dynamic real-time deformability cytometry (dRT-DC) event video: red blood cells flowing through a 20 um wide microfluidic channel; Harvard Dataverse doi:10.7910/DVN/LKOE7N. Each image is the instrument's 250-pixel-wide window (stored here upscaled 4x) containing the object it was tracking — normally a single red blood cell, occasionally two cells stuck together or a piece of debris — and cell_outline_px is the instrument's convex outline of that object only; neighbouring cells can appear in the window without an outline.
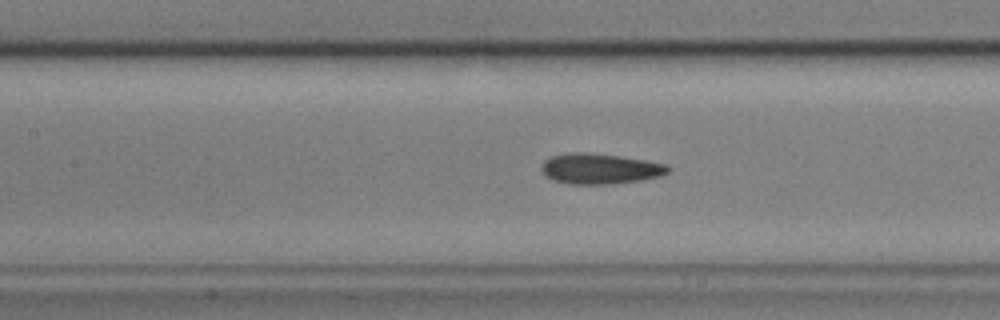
{"species": "common noctule bat (a hibernating species)", "species_latin": "Nyctalus noctula", "temperature_condition": "cold", "stored_images_in_passage": 48, "camera_frame_rate_fps": 3000, "um_per_image_px": 0.085, "animal": {"sex": "male", "body_mass_g": 17.9, "forearm_length_mm": 54.2}, "frame": {"image": 1, "passage_image": 23, "time_ms": 7.333, "image_size_px": [1000, 320], "cell_outline_px": [[672, 168], [668, 172], [660, 176], [640, 180], [612, 184], [568, 184], [552, 180], [544, 176], [540, 168], [544, 160], [552, 156], [568, 152], [584, 152], [620, 156], [648, 160], [668, 164]], "centroid_in_image_um": [50.99, 14.34], "position_along_channel_um": 156.4, "area_um2": 22.83}}
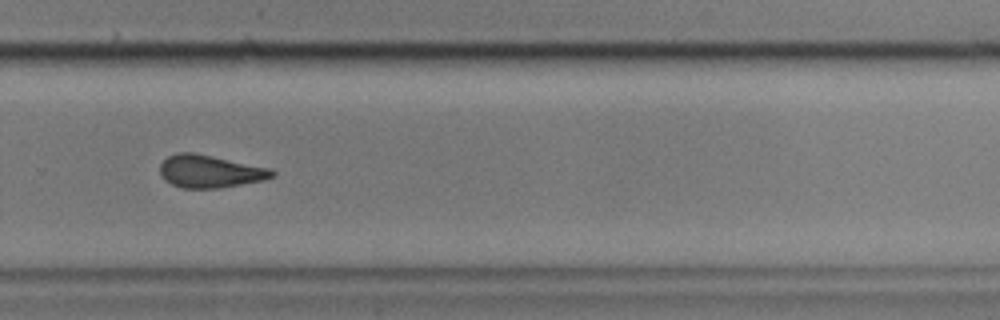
{"frame": {"image": 2, "passage_image": 36, "time_ms": 11.667, "image_size_px": [1000, 320], "cell_outline_px": [[276, 172], [272, 176], [264, 180], [220, 188], [184, 188], [172, 184], [164, 180], [160, 176], [160, 164], [168, 156], [176, 152], [192, 152], [272, 168]], "centroid_in_image_um": [17.83, 14.56], "position_along_channel_um": 312.0, "area_um2": 21.39}}
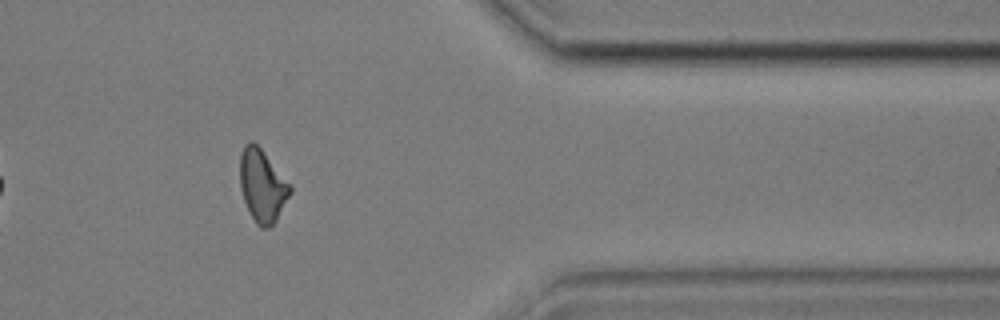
{"frame": {"image": 3, "passage_image": 44, "time_ms": 14.333, "image_size_px": [1000, 320], "cell_outline_px": [[292, 192], [276, 220], [268, 228], [260, 228], [256, 224], [244, 200], [240, 188], [240, 156], [244, 144], [248, 140], [252, 140], [260, 148], [292, 184]], "centroid_in_image_um": [22.31, 15.76], "position_along_channel_um": 389.1, "area_um2": 21.27}}